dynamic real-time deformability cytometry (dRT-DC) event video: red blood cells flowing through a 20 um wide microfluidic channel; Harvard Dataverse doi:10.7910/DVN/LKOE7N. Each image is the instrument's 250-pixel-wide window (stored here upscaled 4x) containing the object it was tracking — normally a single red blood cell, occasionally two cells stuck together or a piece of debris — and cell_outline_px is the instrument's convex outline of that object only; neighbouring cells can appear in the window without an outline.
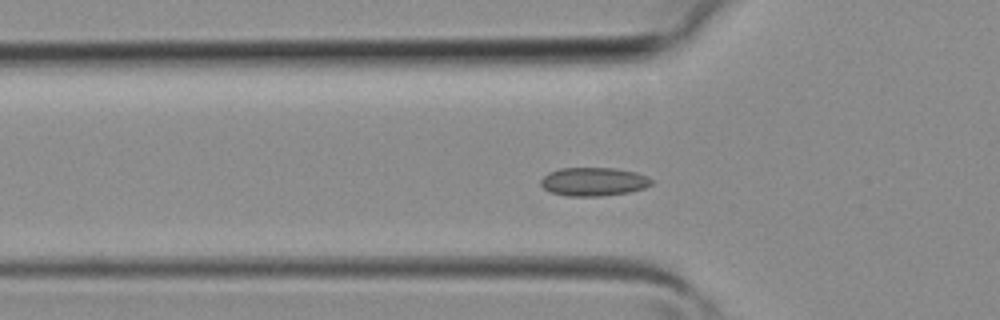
{"species": "common noctule bat (a hibernating species)", "species_latin": "Nyctalus noctula", "temperature_condition": "room temperature", "stored_images_in_passage": 41, "camera_frame_rate_fps": 3000, "um_per_image_px": 0.085, "animal": {"sex": "female", "body_mass_g": 19.3, "forearm_length_mm": 54.1}, "frame": {"image": 1, "passage_image": 13, "time_ms": 4.0, "image_size_px": [1000, 320], "cell_outline_px": [[652, 184], [644, 188], [628, 192], [600, 196], [568, 196], [552, 192], [544, 188], [540, 184], [540, 180], [548, 172], [560, 168], [616, 168], [636, 172], [648, 176], [652, 180]], "centroid_in_image_um": [50.46, 15.43], "position_along_channel_um": 75.3, "area_um2": 18.38}}
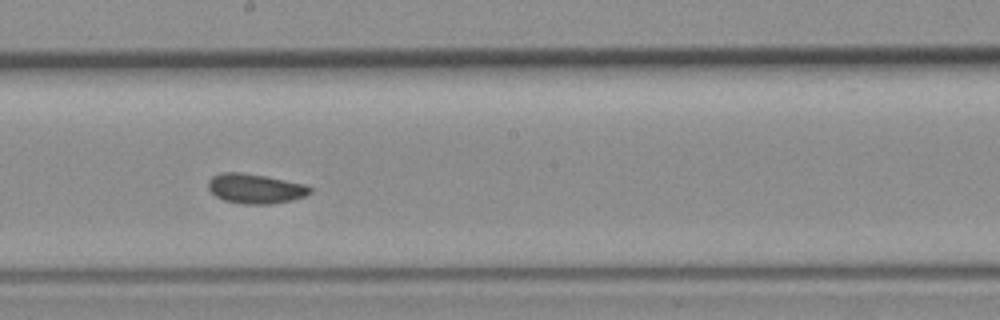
{"frame": {"image": 2, "passage_image": 22, "time_ms": 7.0, "image_size_px": [1000, 320], "cell_outline_px": [[312, 192], [304, 196], [292, 200], [268, 204], [244, 204], [224, 200], [216, 196], [208, 188], [208, 180], [212, 176], [224, 172], [240, 172], [264, 176], [304, 184], [312, 188]], "centroid_in_image_um": [21.69, 16.03], "position_along_channel_um": 226.5, "area_um2": 17.46}}
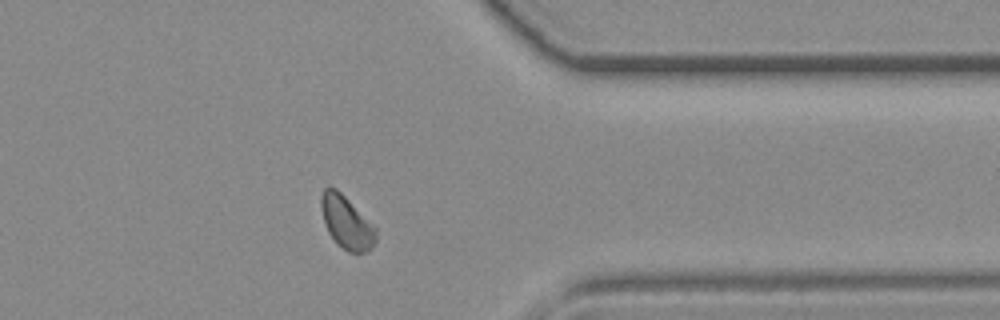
{"frame": {"image": 3, "passage_image": 32, "time_ms": 10.333, "image_size_px": [1000, 320], "cell_outline_px": [[376, 240], [372, 248], [364, 252], [348, 252], [336, 244], [328, 232], [324, 224], [320, 204], [320, 196], [324, 188], [336, 188], [376, 228]], "centroid_in_image_um": [29.43, 18.92], "position_along_channel_um": 382.0, "area_um2": 16.7}}